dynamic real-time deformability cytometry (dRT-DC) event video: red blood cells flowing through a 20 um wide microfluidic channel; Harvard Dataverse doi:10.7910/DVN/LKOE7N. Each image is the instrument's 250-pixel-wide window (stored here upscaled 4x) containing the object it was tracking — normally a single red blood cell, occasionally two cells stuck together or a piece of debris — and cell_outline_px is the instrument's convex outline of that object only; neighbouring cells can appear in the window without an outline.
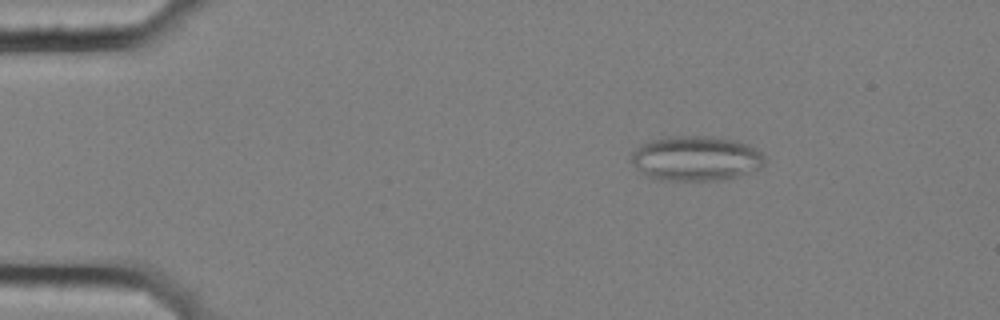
{"species": "common noctule bat (a hibernating species)", "species_latin": "Nyctalus noctula", "temperature_condition": "cold", "stored_images_in_passage": 56, "segment_of_instrument_passage": [1, 2], "camera_frame_rate_fps": 3000, "um_per_image_px": 0.085, "animal": {"sex": "female", "body_mass_g": 25.1}, "frame": {"image": 1, "passage_image": 8, "time_ms": 2.333, "image_size_px": [1000, 320], "cell_outline_px": [[764, 164], [760, 168], [752, 172], [728, 180], [656, 180], [640, 172], [628, 160], [632, 152], [640, 144], [664, 136], [712, 136], [736, 140], [748, 144], [756, 148], [764, 156]], "centroid_in_image_um": [59.14, 13.47], "position_along_channel_um": 25.9, "area_um2": 35.55}}